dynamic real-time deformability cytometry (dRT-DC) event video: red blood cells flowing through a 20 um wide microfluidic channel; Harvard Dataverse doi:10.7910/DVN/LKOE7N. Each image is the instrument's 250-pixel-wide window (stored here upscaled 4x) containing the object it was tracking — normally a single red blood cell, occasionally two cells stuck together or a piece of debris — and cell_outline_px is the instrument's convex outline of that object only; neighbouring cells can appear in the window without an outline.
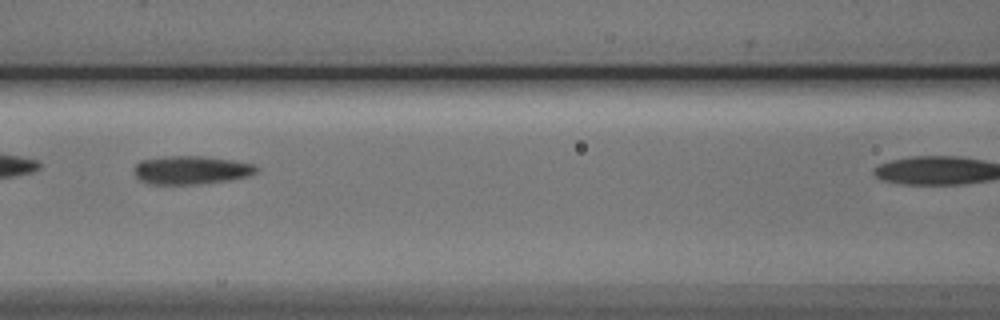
{"species": "Egyptian fruit bat (a non-hibernating species)", "species_latin": "Rousettus aegyptiacus", "temperature_condition": "cold", "stored_images_in_passage": 4, "camera_frame_rate_fps": 3000, "um_per_image_px": 0.085, "animal": {"sex": "male"}, "frame": {"image": 1, "passage_image": 3, "time_ms": 2.333, "image_size_px": [1000, 320], "cell_outline_px": [[260, 168], [256, 172], [248, 176], [232, 180], [200, 184], [152, 184], [140, 180], [136, 176], [132, 168], [140, 160], [164, 156], [204, 156], [232, 160], [256, 164]], "centroid_in_image_um": [16.27, 14.45], "position_along_channel_um": 150.3, "area_um2": 20.52}}